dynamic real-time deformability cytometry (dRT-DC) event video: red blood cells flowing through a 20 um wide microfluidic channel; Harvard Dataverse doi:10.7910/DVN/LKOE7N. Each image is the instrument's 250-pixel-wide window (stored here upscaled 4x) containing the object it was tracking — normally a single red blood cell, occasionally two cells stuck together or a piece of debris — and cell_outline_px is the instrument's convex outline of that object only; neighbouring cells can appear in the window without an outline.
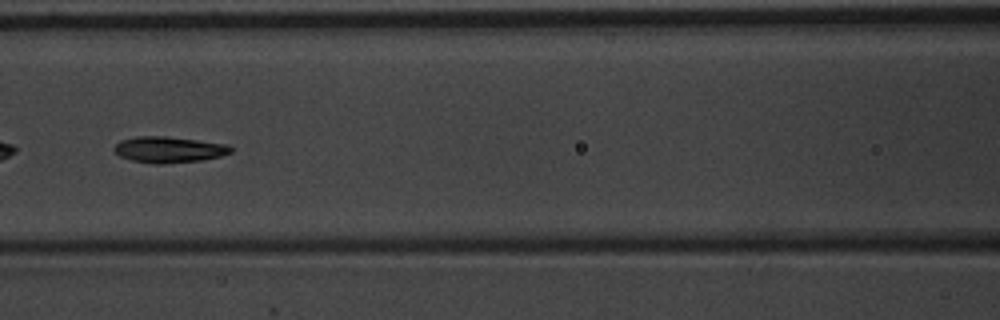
{"species": "common noctule bat (a hibernating species)", "species_latin": "Nyctalus noctula", "temperature_condition": "warm", "stored_images_in_passage": 8, "camera_frame_rate_fps": 3000, "um_per_image_px": 0.085, "animal": {"sex": "male", "body_mass_g": 20.1, "forearm_length_mm": 53.5}, "frame": {"image": 1, "passage_image": 6, "time_ms": 1.667, "image_size_px": [1000, 320], "cell_outline_px": [[232, 152], [220, 156], [204, 160], [164, 164], [152, 164], [132, 160], [120, 156], [112, 148], [120, 140], [136, 136], [164, 136], [228, 144], [232, 148]], "centroid_in_image_um": [14.35, 12.72], "position_along_channel_um": 152.3, "area_um2": 17.8}}
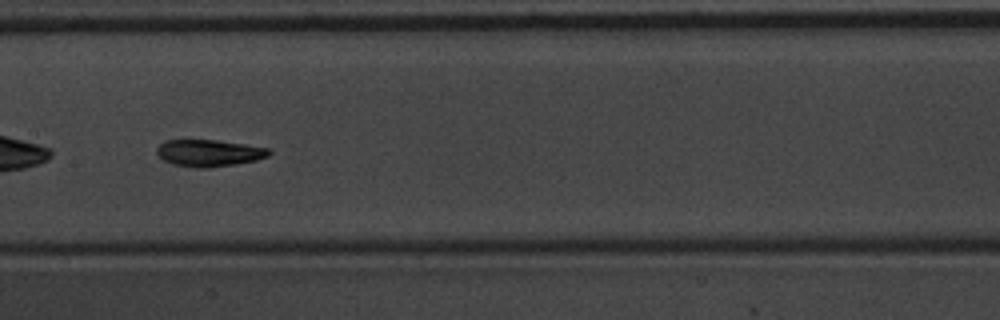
{"frame": {"image": 2, "passage_image": 7, "time_ms": 2.0, "image_size_px": [1000, 320], "cell_outline_px": [[272, 152], [268, 156], [256, 160], [236, 164], [208, 168], [196, 168], [172, 164], [164, 160], [156, 152], [156, 148], [164, 140], [216, 140], [244, 144], [268, 148]], "centroid_in_image_um": [17.76, 13.01], "position_along_channel_um": 189.6, "area_um2": 17.57}}
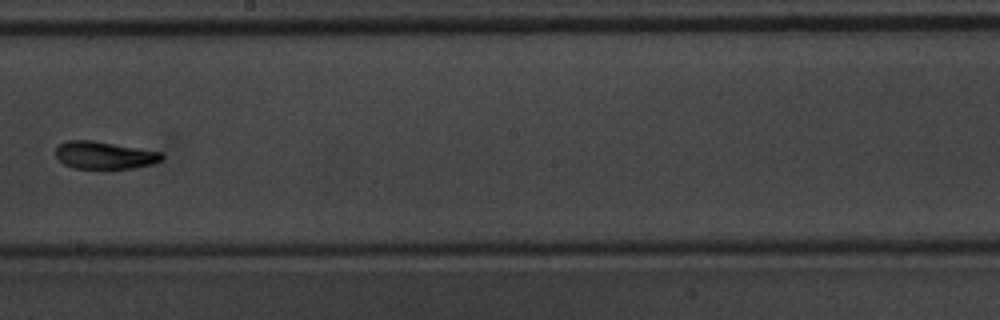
{"frame": {"image": 3, "passage_image": 8, "time_ms": 2.333, "image_size_px": [1000, 320], "cell_outline_px": [[164, 160], [152, 164], [132, 168], [72, 168], [64, 164], [56, 156], [56, 148], [60, 144], [68, 140], [92, 140], [160, 152], [164, 156]], "centroid_in_image_um": [8.87, 13.19], "position_along_channel_um": 239.3, "area_um2": 16.82}}